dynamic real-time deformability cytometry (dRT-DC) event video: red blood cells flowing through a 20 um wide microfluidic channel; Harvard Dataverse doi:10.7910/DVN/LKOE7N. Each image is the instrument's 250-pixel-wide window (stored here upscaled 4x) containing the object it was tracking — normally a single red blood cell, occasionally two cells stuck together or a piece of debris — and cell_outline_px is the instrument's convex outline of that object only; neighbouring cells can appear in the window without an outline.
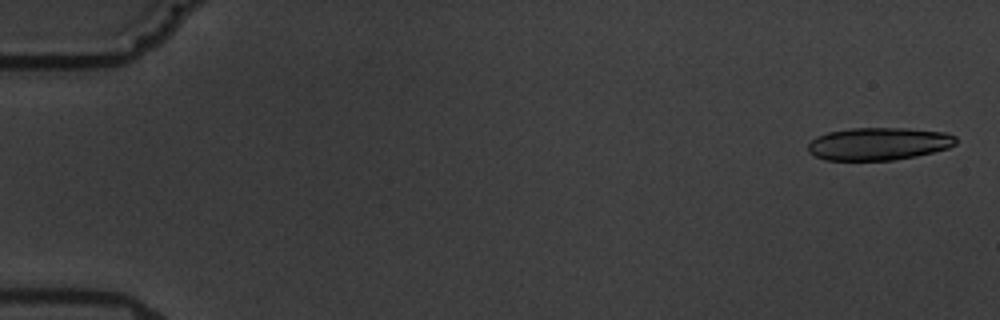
{"species": "common noctule bat (a hibernating species)", "species_latin": "Nyctalus noctula", "temperature_condition": "warm", "stored_images_in_passage": 5, "camera_frame_rate_fps": 3000, "um_per_image_px": 0.085, "animal": {"sex": "male", "body_mass_g": 19.5, "forearm_length_mm": 54.6}, "frame": {"image": 1, "passage_image": 1, "time_ms": 0.0, "image_size_px": [1000, 320], "cell_outline_px": [[956, 144], [948, 148], [916, 156], [892, 160], [824, 160], [808, 152], [808, 144], [816, 136], [828, 132], [852, 128], [908, 128], [944, 132], [956, 136]], "centroid_in_image_um": [74.68, 12.22], "position_along_channel_um": 10.3, "area_um2": 28.15}}